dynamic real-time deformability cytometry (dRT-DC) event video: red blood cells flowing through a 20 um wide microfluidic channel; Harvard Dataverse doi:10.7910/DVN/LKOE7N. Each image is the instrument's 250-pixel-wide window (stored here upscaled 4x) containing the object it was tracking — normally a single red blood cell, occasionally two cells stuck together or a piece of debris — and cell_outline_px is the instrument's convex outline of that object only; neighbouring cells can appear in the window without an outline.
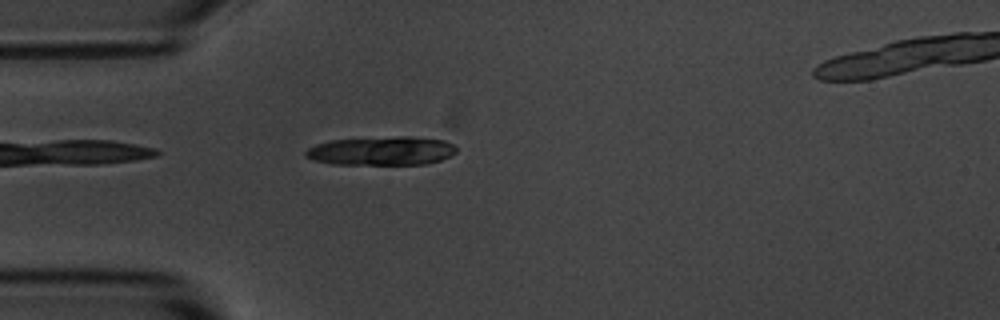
{"species": "common noctule bat (a hibernating species)", "species_latin": "Nyctalus noctula", "temperature_condition": "room temperature", "stored_images_in_passage": 6, "camera_frame_rate_fps": 3000, "um_per_image_px": 0.085, "animal": {"sex": "male", "body_mass_g": 20.1, "forearm_length_mm": 53.5}, "frame": {"image": 1, "passage_image": 5, "time_ms": 4.667, "image_size_px": [1000, 320], "cell_outline_px": [[456, 152], [440, 160], [424, 164], [332, 164], [312, 160], [304, 156], [304, 152], [308, 148], [316, 144], [332, 140], [400, 136], [412, 136], [444, 140], [452, 144], [456, 148]], "centroid_in_image_um": [32.4, 12.82], "position_along_channel_um": 52.6, "area_um2": 25.2}}